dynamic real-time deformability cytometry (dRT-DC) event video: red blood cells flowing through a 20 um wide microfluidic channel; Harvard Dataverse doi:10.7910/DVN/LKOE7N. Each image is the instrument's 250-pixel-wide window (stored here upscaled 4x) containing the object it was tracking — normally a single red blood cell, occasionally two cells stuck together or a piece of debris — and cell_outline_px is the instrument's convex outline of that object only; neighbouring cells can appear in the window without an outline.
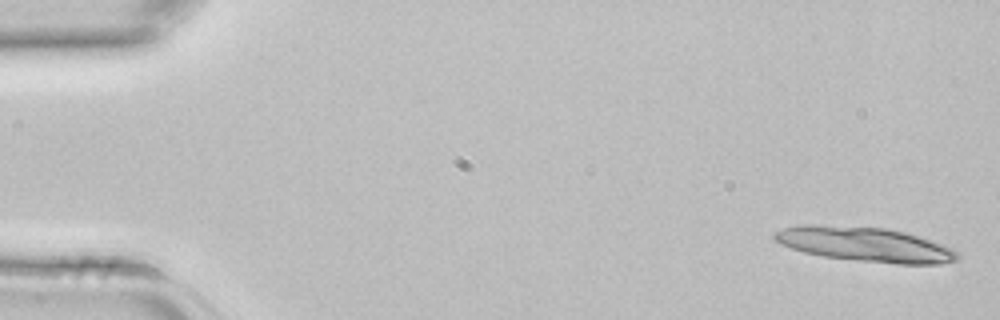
{"species": "common noctule bat (a hibernating species)", "species_latin": "Nyctalus noctula", "temperature_condition": "room temperature", "stored_images_in_passage": 5, "camera_frame_rate_fps": 3000, "um_per_image_px": 0.085, "animal": {"sex": "female", "body_mass_g": 22.7, "forearm_length_mm": 54.2}, "frame": {"image": 1, "passage_image": 1, "time_ms": 0.0, "image_size_px": [1000, 320], "cell_outline_px": [[960, 256], [956, 260], [940, 264], [896, 264], [824, 256], [804, 252], [780, 244], [772, 236], [776, 232], [784, 228], [796, 224], [812, 224], [888, 228], [904, 232], [944, 244], [952, 248]], "centroid_in_image_um": [73.53, 20.76], "position_along_channel_um": 11.5, "area_um2": 36.7}}